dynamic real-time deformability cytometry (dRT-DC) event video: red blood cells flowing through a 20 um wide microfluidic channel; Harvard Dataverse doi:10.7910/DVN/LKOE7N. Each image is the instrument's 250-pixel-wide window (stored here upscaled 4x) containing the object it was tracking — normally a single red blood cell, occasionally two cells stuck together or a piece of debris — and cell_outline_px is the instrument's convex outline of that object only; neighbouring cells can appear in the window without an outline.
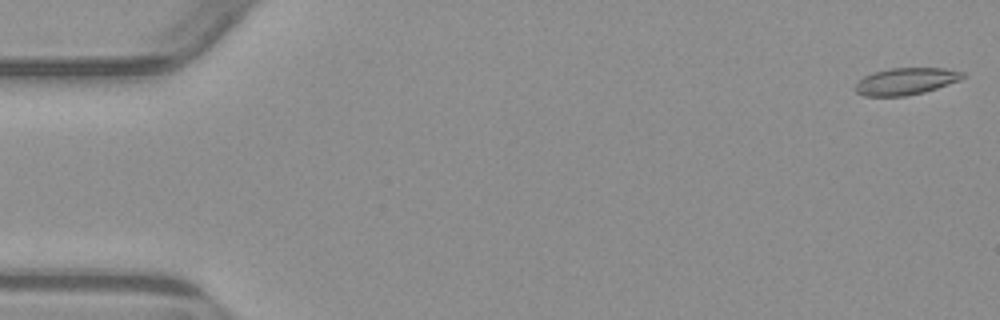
{"species": "common noctule bat (a hibernating species)", "species_latin": "Nyctalus noctula", "temperature_condition": "warm", "stored_images_in_passage": 5, "camera_frame_rate_fps": 3000, "um_per_image_px": 0.085, "animal": {"sex": "male", "body_mass_g": 23.1, "forearm_length_mm": 52.7}, "frame": {"image": 1, "passage_image": 1, "time_ms": 0.0, "image_size_px": [1000, 320], "cell_outline_px": [[968, 76], [960, 80], [924, 92], [904, 96], [864, 96], [856, 92], [856, 84], [864, 76], [872, 72], [888, 68], [944, 68], [964, 72]], "centroid_in_image_um": [77.02, 6.9], "position_along_channel_um": 8.0, "area_um2": 16.88}}
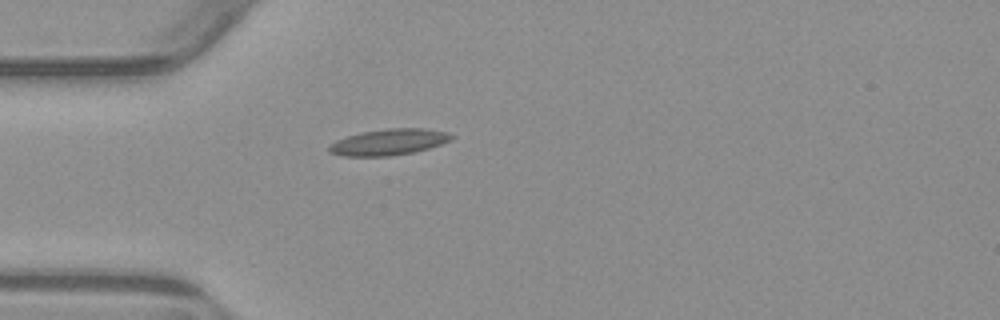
{"frame": {"image": 2, "passage_image": 5, "time_ms": 4.667, "image_size_px": [1000, 320], "cell_outline_px": [[456, 136], [452, 140], [428, 148], [412, 152], [388, 156], [340, 156], [328, 152], [328, 148], [336, 140], [360, 132], [388, 128], [424, 128], [448, 132]], "centroid_in_image_um": [33.06, 12.07], "position_along_channel_um": 51.9, "area_um2": 18.67}}